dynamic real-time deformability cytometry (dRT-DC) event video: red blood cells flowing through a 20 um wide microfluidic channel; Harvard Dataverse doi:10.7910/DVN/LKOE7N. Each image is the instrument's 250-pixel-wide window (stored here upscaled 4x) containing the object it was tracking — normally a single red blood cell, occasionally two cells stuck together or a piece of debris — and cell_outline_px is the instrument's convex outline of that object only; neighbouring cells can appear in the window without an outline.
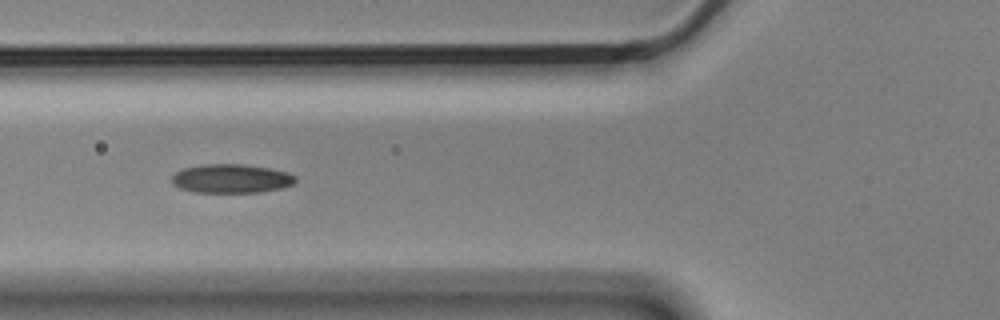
{"species": "Egyptian fruit bat (a non-hibernating species)", "species_latin": "Rousettus aegyptiacus", "temperature_condition": "cold", "stored_images_in_passage": 7, "camera_frame_rate_fps": 3000, "um_per_image_px": 0.085, "animal": {"sex": "male"}, "frame": {"image": 1, "passage_image": 6, "time_ms": 1.667, "image_size_px": [1000, 320], "cell_outline_px": [[296, 180], [292, 184], [280, 188], [260, 192], [196, 192], [180, 188], [172, 184], [172, 176], [176, 172], [184, 168], [204, 164], [240, 164], [268, 168], [288, 172], [296, 176]], "centroid_in_image_um": [19.65, 15.18], "position_along_channel_um": 106.2, "area_um2": 20.63}}
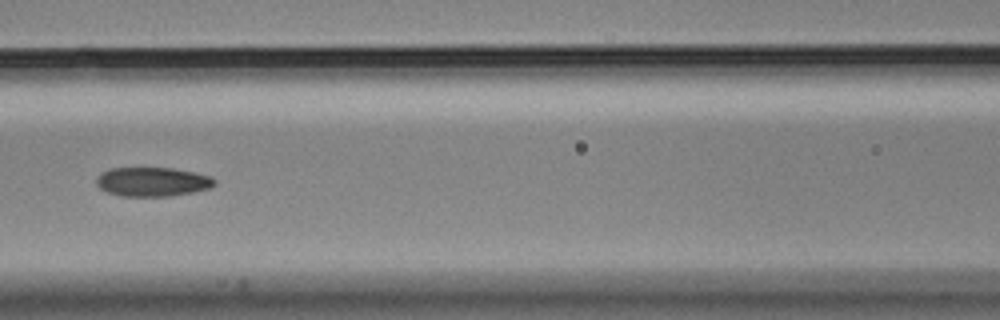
{"frame": {"image": 2, "passage_image": 7, "time_ms": 2.0, "image_size_px": [1000, 320], "cell_outline_px": [[216, 184], [212, 188], [192, 192], [168, 196], [120, 196], [108, 192], [100, 188], [96, 184], [96, 180], [104, 172], [112, 168], [172, 168], [212, 176], [216, 180]], "centroid_in_image_um": [13.01, 15.46], "position_along_channel_um": 153.6, "area_um2": 19.94}}